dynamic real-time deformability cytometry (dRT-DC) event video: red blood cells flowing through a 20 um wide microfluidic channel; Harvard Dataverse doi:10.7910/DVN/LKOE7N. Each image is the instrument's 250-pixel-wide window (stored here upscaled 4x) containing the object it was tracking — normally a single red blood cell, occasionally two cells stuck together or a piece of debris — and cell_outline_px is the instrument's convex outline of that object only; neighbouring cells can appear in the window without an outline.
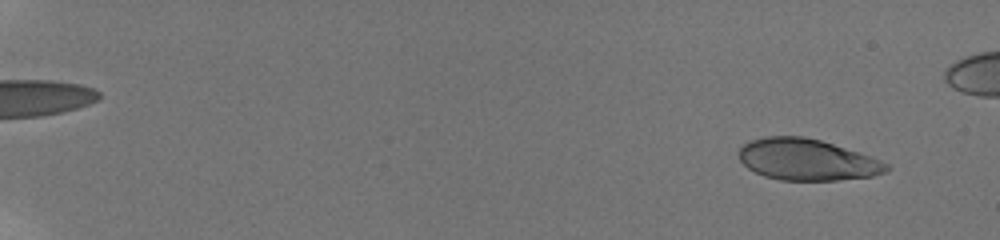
{"species": "human", "species_latin": "Homo sapiens", "temperature_condition": "room temperature", "stored_images_in_passage": 58, "camera_frame_rate_fps": 3000, "um_per_image_px": 0.085, "donor": {"sex": "male"}, "frame": {"image": 1, "passage_image": 5, "time_ms": 1.333, "image_size_px": [1000, 240], "cell_outline_px": [[892, 168], [888, 172], [872, 176], [836, 180], [780, 180], [764, 176], [748, 168], [740, 160], [736, 152], [744, 144], [752, 140], [764, 136], [804, 136], [820, 140], [872, 156], [888, 164]], "centroid_in_image_um": [68.61, 13.57], "position_along_channel_um": 16.4, "area_um2": 35.72}}
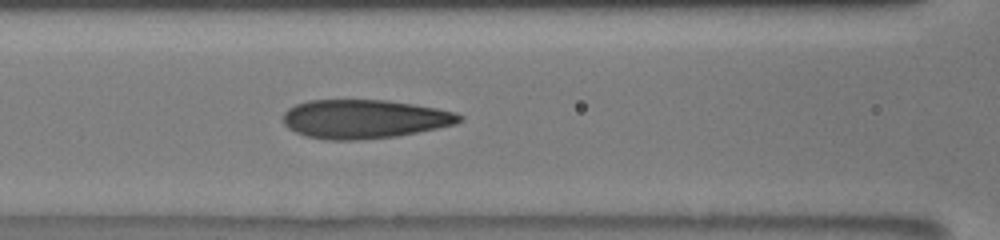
{"frame": {"image": 2, "passage_image": 30, "time_ms": 9.667, "image_size_px": [1000, 240], "cell_outline_px": [[464, 120], [456, 124], [396, 136], [360, 140], [328, 140], [308, 136], [296, 132], [288, 128], [284, 124], [284, 112], [288, 108], [296, 104], [308, 100], [388, 100], [436, 108], [456, 112], [464, 116]], "centroid_in_image_um": [30.98, 10.11], "position_along_channel_um": 135.6, "area_um2": 39.88}}
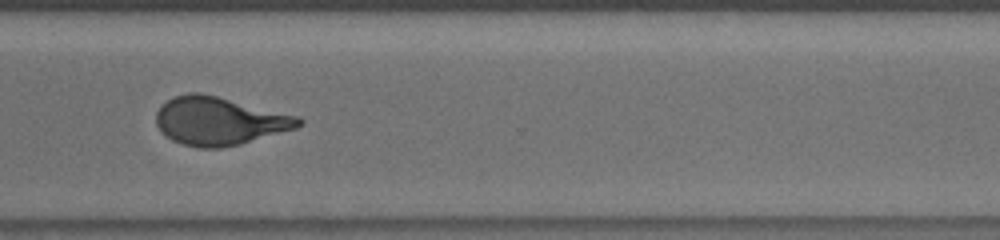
{"frame": {"image": 3, "passage_image": 47, "time_ms": 15.333, "image_size_px": [1000, 240], "cell_outline_px": [[304, 120], [296, 128], [240, 144], [220, 148], [200, 148], [184, 144], [172, 140], [160, 132], [156, 124], [156, 112], [160, 104], [176, 96], [188, 92], [200, 92], [300, 116]], "centroid_in_image_um": [18.62, 10.28], "position_along_channel_um": 352.0, "area_um2": 40.0}, "authors_computed_cell_mechanics": {"area_um2": 38.3792, "velocity_mm_per_s": 3.8251, "shape_relaxation_time_tau1_ms": 4.9943, "shape_relaxation_time_tau2_ms": 0.9205, "deformation_change_tau1": 0.205, "deformation_change_tau2": 0.0768}}